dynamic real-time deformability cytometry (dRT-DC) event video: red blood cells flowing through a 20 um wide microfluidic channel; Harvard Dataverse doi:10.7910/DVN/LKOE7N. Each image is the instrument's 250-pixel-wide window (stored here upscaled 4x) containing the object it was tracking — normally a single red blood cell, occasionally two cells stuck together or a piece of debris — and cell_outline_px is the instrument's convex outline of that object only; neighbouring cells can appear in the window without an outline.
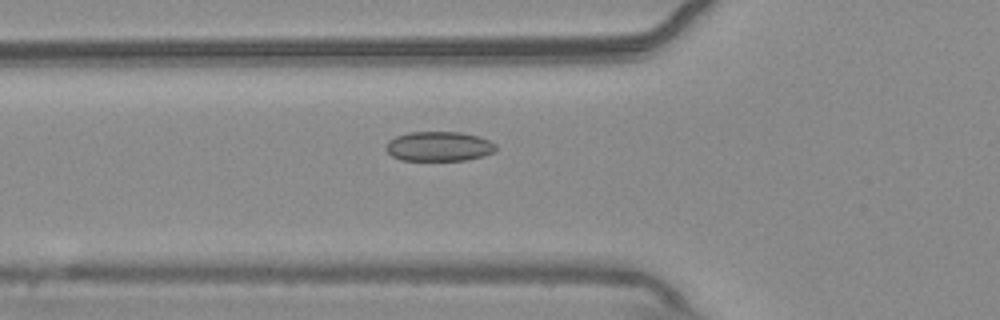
{"species": "common noctule bat (a hibernating species)", "species_latin": "Nyctalus noctula", "temperature_condition": "warm", "stored_images_in_passage": 48, "camera_frame_rate_fps": 3000, "um_per_image_px": 0.085, "animal": {"sex": "male", "body_mass_g": 20.4}, "frame": {"image": 1, "passage_image": 16, "time_ms": 5.0, "image_size_px": [1000, 320], "cell_outline_px": [[496, 148], [492, 152], [484, 156], [468, 160], [400, 160], [392, 156], [384, 148], [388, 140], [396, 136], [408, 132], [460, 132], [476, 136], [488, 140], [496, 144]], "centroid_in_image_um": [37.27, 12.44], "position_along_channel_um": 88.5, "area_um2": 19.02}}
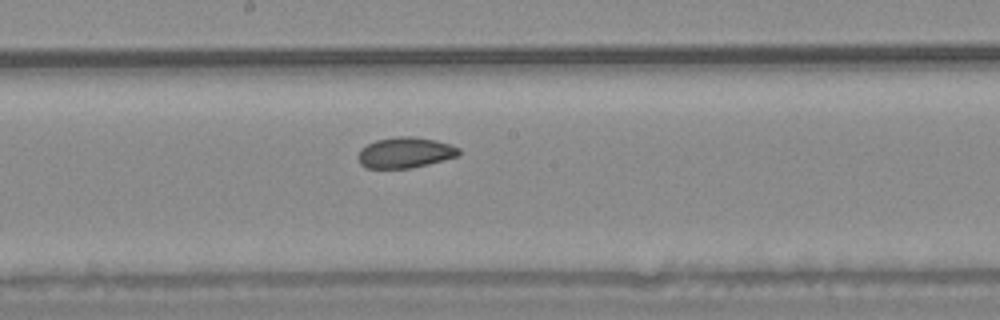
{"frame": {"image": 2, "passage_image": 26, "time_ms": 8.333, "image_size_px": [1000, 320], "cell_outline_px": [[460, 156], [428, 164], [408, 168], [364, 168], [360, 164], [356, 156], [360, 148], [376, 140], [400, 136], [412, 136], [436, 140], [460, 148]], "centroid_in_image_um": [34.42, 12.97], "position_along_channel_um": 213.8, "area_um2": 18.15}}
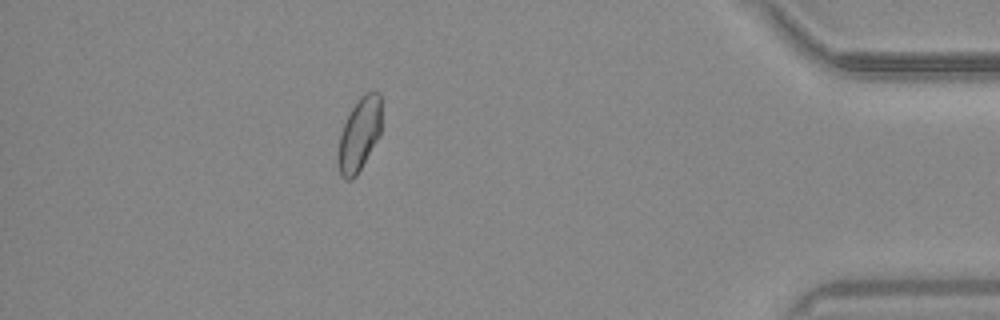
{"frame": {"image": 3, "passage_image": 45, "time_ms": 14.667, "image_size_px": [1000, 320], "cell_outline_px": [[380, 136], [356, 176], [352, 180], [344, 180], [340, 176], [336, 160], [340, 136], [344, 124], [356, 100], [364, 92], [380, 92]], "centroid_in_image_um": [30.52, 11.47], "position_along_channel_um": 404.7, "area_um2": 18.67}, "authors_computed_cell_mechanics": {"area_um2": 18.7561, "velocity_mm_per_s": 3.7394, "shape_relaxation_time_tau1_ms": null, "shape_relaxation_time_tau2_ms": 2.0804, "deformation_change_tau1": null, "deformation_change_tau2": 0.0584}}